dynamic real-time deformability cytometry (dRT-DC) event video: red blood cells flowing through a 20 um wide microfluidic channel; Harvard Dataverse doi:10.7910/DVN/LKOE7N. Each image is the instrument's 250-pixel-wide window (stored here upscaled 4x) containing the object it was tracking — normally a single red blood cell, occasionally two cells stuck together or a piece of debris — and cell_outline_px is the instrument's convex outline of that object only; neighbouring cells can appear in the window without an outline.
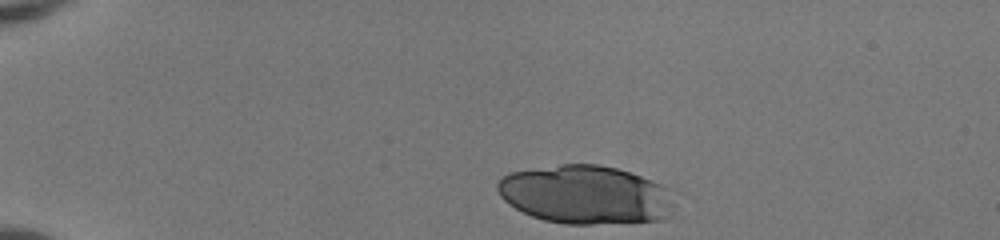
{"species": "human", "species_latin": "Homo sapiens", "temperature_condition": "room temperature", "stored_images_in_passage": 35, "camera_frame_rate_fps": 3000, "um_per_image_px": 0.085, "donor": {"sex": "female"}, "frame": {"image": 1, "passage_image": 1, "time_ms": 0.0, "image_size_px": [1000, 240], "cell_outline_px": [[672, 208], [668, 216], [660, 220], [592, 224], [564, 224], [544, 220], [532, 216], [508, 204], [500, 196], [496, 188], [496, 184], [500, 176], [512, 172], [560, 164], [600, 164], [632, 172], [672, 188]], "centroid_in_image_um": [49.77, 16.54], "position_along_channel_um": 35.2, "area_um2": 60.81}}